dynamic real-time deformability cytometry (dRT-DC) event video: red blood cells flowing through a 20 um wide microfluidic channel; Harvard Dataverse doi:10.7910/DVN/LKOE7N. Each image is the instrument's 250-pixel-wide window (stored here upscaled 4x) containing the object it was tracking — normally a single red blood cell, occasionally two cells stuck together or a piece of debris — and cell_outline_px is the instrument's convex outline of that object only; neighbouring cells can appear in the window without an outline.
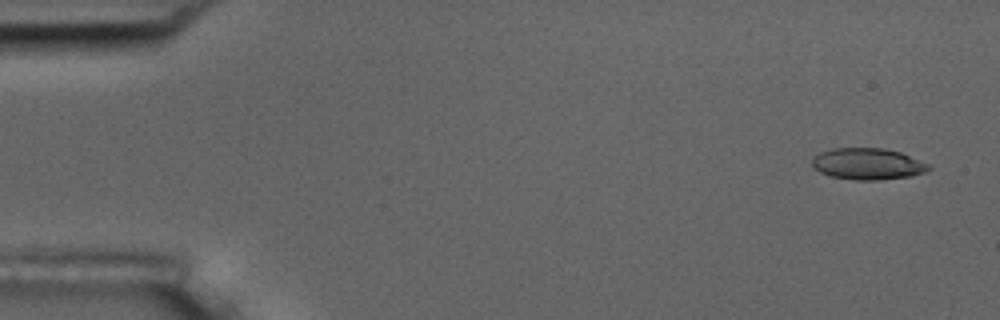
{"species": "common noctule bat (a hibernating species)", "species_latin": "Nyctalus noctula", "temperature_condition": "room temperature", "stored_images_in_passage": 6, "camera_frame_rate_fps": 3000, "um_per_image_px": 0.085, "animal": {"sex": "male", "body_mass_g": 17.5, "forearm_length_mm": 52.3}, "frame": {"image": 1, "passage_image": 1, "time_ms": 0.0, "image_size_px": [1000, 320], "cell_outline_px": [[932, 168], [928, 172], [908, 176], [880, 180], [856, 180], [832, 176], [820, 172], [812, 168], [812, 160], [820, 152], [832, 148], [884, 148], [900, 152], [932, 164]], "centroid_in_image_um": [73.8, 13.93], "position_along_channel_um": 11.2, "area_um2": 21.56}}